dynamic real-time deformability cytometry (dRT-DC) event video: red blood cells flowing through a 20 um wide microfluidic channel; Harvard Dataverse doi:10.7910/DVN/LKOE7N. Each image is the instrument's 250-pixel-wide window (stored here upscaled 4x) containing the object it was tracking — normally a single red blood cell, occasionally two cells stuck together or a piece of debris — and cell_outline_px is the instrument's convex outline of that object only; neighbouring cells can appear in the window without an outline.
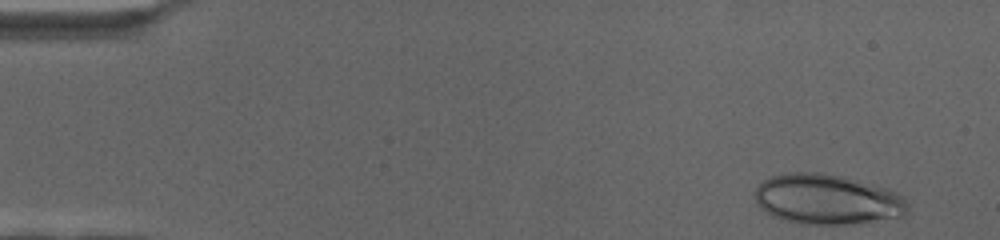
{"species": "human", "species_latin": "Homo sapiens", "temperature_condition": "cold", "stored_images_in_passage": 64, "camera_frame_rate_fps": 3000, "um_per_image_px": 0.085, "donor": {"sex": "female"}, "frame": {"image": 1, "passage_image": 1, "time_ms": 0.0, "image_size_px": [1000, 240], "cell_outline_px": [[908, 212], [904, 216], [852, 224], [800, 224], [784, 220], [772, 216], [760, 208], [756, 204], [756, 188], [764, 180], [772, 176], [788, 172], [820, 172], [844, 176], [888, 188], [904, 196], [908, 204]], "centroid_in_image_um": [70.33, 16.94], "position_along_channel_um": 14.7, "area_um2": 45.08}}
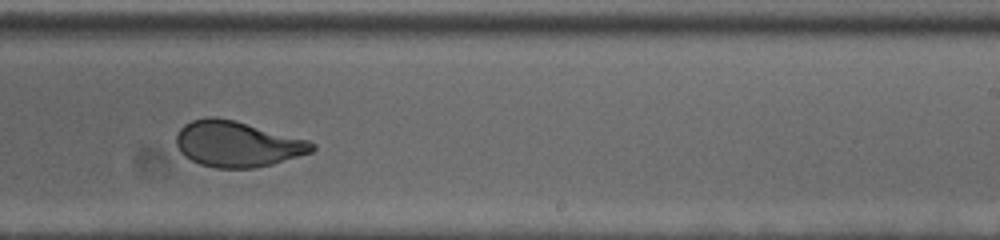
{"frame": {"image": 2, "passage_image": 39, "time_ms": 12.667, "image_size_px": [1000, 240], "cell_outline_px": [[316, 148], [312, 152], [272, 164], [256, 168], [216, 168], [200, 164], [184, 156], [180, 152], [176, 144], [176, 132], [184, 124], [192, 120], [208, 116], [216, 116], [236, 120], [308, 140], [316, 144]], "centroid_in_image_um": [20.15, 12.23], "position_along_channel_um": 268.9, "area_um2": 36.47}}
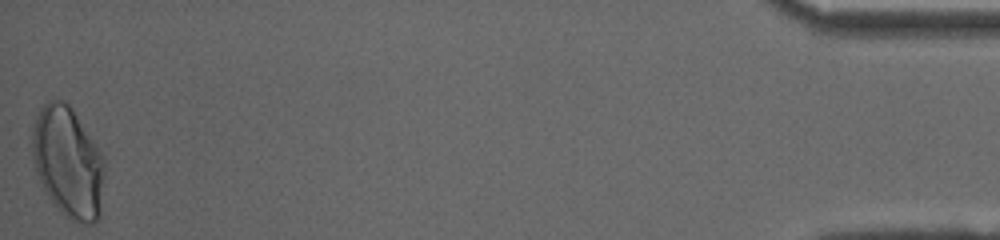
{"frame": {"image": 3, "passage_image": 64, "time_ms": 21.0, "image_size_px": [1000, 240], "cell_outline_px": [[104, 176], [100, 216], [92, 224], [84, 224], [68, 220], [52, 204], [36, 172], [32, 152], [32, 132], [36, 116], [40, 108], [48, 100], [64, 100], [72, 108], [100, 148], [104, 156]], "centroid_in_image_um": [5.8, 13.8], "position_along_channel_um": 429.4, "area_um2": 47.22}}